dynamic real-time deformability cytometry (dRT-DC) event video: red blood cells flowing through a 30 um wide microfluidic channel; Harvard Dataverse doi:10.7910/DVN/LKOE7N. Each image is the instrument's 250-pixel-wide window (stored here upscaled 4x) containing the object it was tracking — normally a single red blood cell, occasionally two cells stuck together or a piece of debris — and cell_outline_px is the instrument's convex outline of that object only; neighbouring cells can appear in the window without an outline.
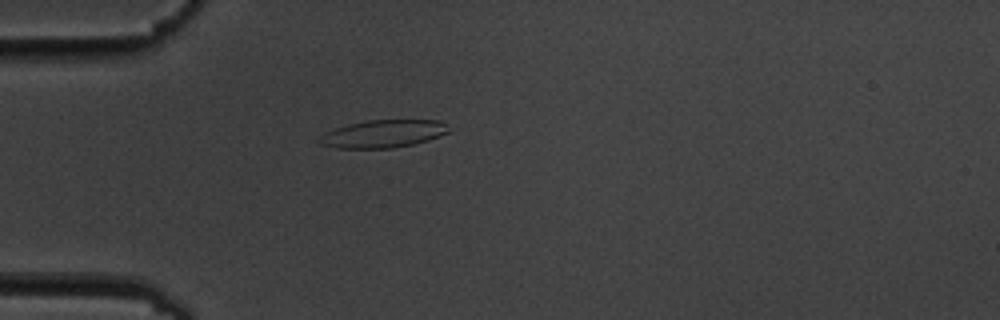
{"species": "common noctule bat (a hibernating species)", "species_latin": "Nyctalus noctula", "temperature_condition": "cold", "stored_images_in_passage": 4, "camera_frame_rate_fps": 3000, "um_per_image_px": 0.085, "animal": {"sex": "male", "body_mass_g": 19.5, "forearm_length_mm": 54.6}, "frame": {"image": 1, "passage_image": 4, "time_ms": 4.333, "image_size_px": [1000, 320], "cell_outline_px": [[448, 132], [440, 136], [428, 140], [412, 144], [392, 148], [336, 148], [320, 144], [316, 140], [324, 132], [348, 124], [368, 120], [440, 120], [448, 124]], "centroid_in_image_um": [32.55, 11.37], "position_along_channel_um": 52.5, "area_um2": 20.92}}